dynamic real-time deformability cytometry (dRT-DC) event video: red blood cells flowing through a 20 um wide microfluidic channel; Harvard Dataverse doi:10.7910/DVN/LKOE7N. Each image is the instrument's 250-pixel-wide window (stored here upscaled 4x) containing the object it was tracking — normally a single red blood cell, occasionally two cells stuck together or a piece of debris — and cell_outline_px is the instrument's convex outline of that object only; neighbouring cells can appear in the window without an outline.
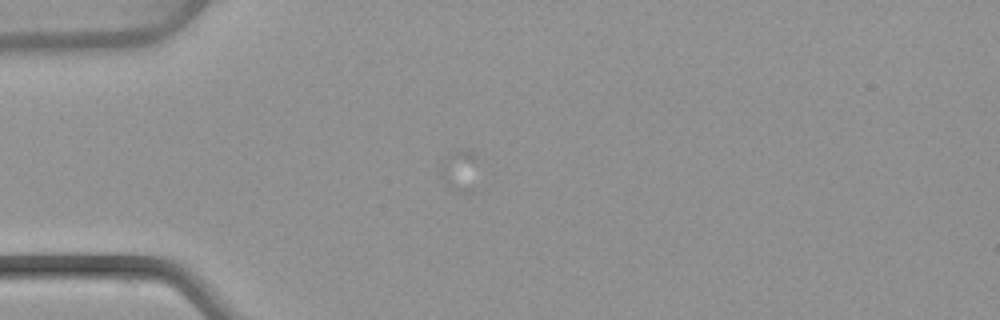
{"species": "common noctule bat (a hibernating species)", "species_latin": "Nyctalus noctula", "temperature_condition": "warm", "stored_images_in_passage": 15, "camera_frame_rate_fps": 3000, "um_per_image_px": 0.085, "animal": {"sex": "female", "body_mass_g": 22.7, "forearm_length_mm": 54.2}, "frame": {"image": 1, "passage_image": 1, "time_ms": 0.0, "image_size_px": [1000, 320], "cell_outline_px": [[476, 192], [472, 196], [468, 196], [456, 192], [448, 188], [444, 184], [440, 176], [440, 160], [448, 152], [460, 148], [464, 148], [476, 152]], "centroid_in_image_um": [39.07, 14.55], "position_along_channel_um": 45.9, "area_um2": 10.35}}
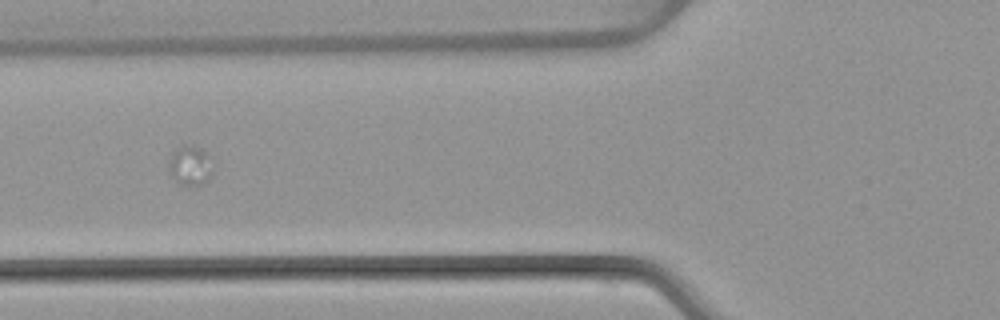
{"frame": {"image": 2, "passage_image": 8, "time_ms": 2.333, "image_size_px": [1000, 320], "cell_outline_px": [[212, 176], [204, 184], [180, 184], [172, 176], [168, 168], [168, 164], [172, 152], [180, 144], [192, 144], [200, 148], [212, 156]], "centroid_in_image_um": [16.19, 14.02], "position_along_channel_um": 109.6, "area_um2": 10.46}}